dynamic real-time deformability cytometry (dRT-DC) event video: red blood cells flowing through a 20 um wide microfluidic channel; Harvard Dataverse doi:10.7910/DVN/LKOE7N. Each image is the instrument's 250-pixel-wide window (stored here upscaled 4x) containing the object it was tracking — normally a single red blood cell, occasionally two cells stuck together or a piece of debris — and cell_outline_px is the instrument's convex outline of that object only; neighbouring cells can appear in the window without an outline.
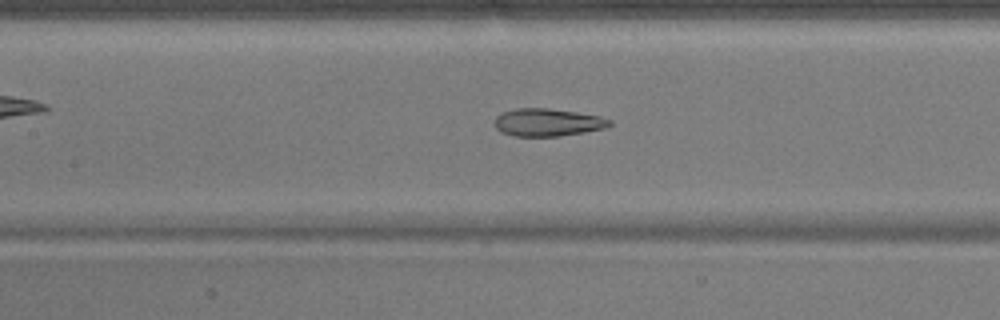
{"species": "common noctule bat (a hibernating species)", "species_latin": "Nyctalus noctula", "temperature_condition": "warm", "stored_images_in_passage": 50, "camera_frame_rate_fps": 3000, "um_per_image_px": 0.085, "animal": {"sex": "male", "body_mass_g": 17.9}, "frame": {"image": 1, "passage_image": 22, "time_ms": 7.0, "image_size_px": [1000, 320], "cell_outline_px": [[612, 124], [608, 128], [584, 132], [556, 136], [516, 136], [500, 132], [496, 128], [496, 116], [500, 112], [516, 108], [548, 108], [576, 112], [600, 116], [612, 120]], "centroid_in_image_um": [46.56, 10.39], "position_along_channel_um": 160.8, "area_um2": 18.61}, "authors_computed_cell_mechanics": {"area_um2": 22.1374, "velocity_mm_per_s": 3.9145, "shape_relaxation_time_tau1_ms": null, "shape_relaxation_time_tau2_ms": 1.647, "deformation_change_tau1": null, "deformation_change_tau2": 0.0873}}